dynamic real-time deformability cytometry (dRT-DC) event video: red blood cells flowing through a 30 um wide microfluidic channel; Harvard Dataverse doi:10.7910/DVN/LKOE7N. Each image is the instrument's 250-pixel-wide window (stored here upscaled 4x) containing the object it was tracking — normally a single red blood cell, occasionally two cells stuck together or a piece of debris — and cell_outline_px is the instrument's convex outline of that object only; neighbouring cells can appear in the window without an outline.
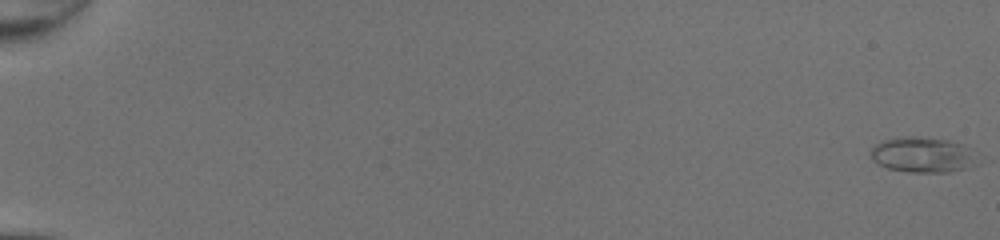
{"species": "common noctule bat (a hibernating species)", "species_latin": "Nyctalus noctula", "temperature_condition": "room temperature", "stored_images_in_passage": 51, "camera_frame_rate_fps": 3000, "um_per_image_px": 0.085, "animal": {"sex": "female", "body_mass_g": 20.0, "forearm_length_mm": 54.0}, "frame": {"image": 1, "passage_image": 1, "time_ms": 0.0, "image_size_px": [1000, 240], "cell_outline_px": [[980, 164], [968, 168], [948, 172], [908, 172], [888, 168], [872, 160], [872, 148], [880, 140], [908, 136], [916, 136], [948, 140], [960, 144]], "centroid_in_image_um": [78.38, 13.17], "position_along_channel_um": 6.6, "area_um2": 21.62}}
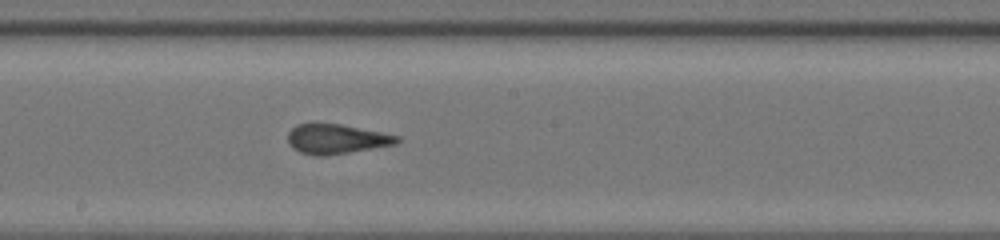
{"frame": {"image": 2, "passage_image": 31, "time_ms": 10.0, "image_size_px": [1000, 240], "cell_outline_px": [[400, 140], [396, 144], [324, 156], [316, 156], [300, 152], [292, 148], [288, 144], [288, 132], [296, 124], [340, 124], [400, 136]], "centroid_in_image_um": [28.56, 11.82], "position_along_channel_um": 219.6, "area_um2": 18.67}}
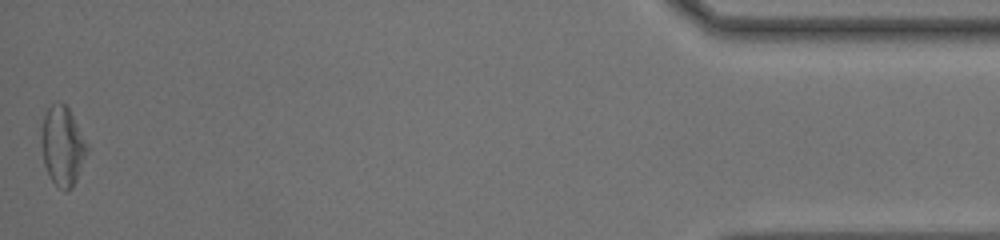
{"frame": {"image": 3, "passage_image": 51, "time_ms": 16.667, "image_size_px": [1000, 240], "cell_outline_px": [[88, 152], [76, 180], [72, 188], [68, 192], [64, 192], [52, 180], [44, 164], [40, 144], [40, 128], [44, 116], [48, 108], [52, 104], [64, 104], [68, 108], [88, 144]], "centroid_in_image_um": [5.3, 12.44], "position_along_channel_um": 429.9, "area_um2": 21.15}, "authors_computed_cell_mechanics": {"area_um2": 19.941, "velocity_mm_per_s": 4.3391, "shape_relaxation_time_tau1_ms": 5.7369, "shape_relaxation_time_tau2_ms": 0.8918, "deformation_change_tau1": 0.2128, "deformation_change_tau2": 0.0967}}